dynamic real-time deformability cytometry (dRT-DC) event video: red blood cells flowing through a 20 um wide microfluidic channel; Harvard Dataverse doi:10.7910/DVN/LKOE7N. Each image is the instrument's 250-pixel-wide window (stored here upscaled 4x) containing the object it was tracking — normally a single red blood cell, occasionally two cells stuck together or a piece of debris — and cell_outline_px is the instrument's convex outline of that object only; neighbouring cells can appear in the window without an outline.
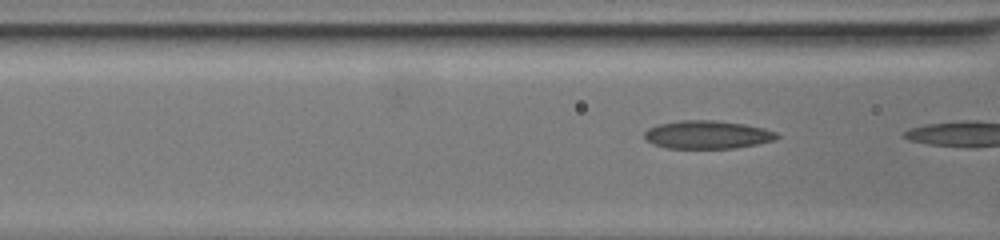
{"species": "common noctule bat (a hibernating species)", "species_latin": "Nyctalus noctula", "temperature_condition": "warm", "stored_images_in_passage": 31, "camera_frame_rate_fps": 3000, "um_per_image_px": 0.085, "animal": {"sex": "female", "body_mass_g": 19.5, "forearm_length_mm": 54.1}, "frame": {"image": 1, "passage_image": 30, "time_ms": 9.667, "image_size_px": [1000, 240], "cell_outline_px": [[780, 136], [776, 140], [756, 144], [732, 148], [668, 148], [652, 144], [644, 136], [644, 132], [648, 128], [656, 124], [680, 120], [712, 120], [744, 124], [764, 128], [776, 132]], "centroid_in_image_um": [60.11, 11.44], "position_along_channel_um": 106.5, "area_um2": 21.73}}